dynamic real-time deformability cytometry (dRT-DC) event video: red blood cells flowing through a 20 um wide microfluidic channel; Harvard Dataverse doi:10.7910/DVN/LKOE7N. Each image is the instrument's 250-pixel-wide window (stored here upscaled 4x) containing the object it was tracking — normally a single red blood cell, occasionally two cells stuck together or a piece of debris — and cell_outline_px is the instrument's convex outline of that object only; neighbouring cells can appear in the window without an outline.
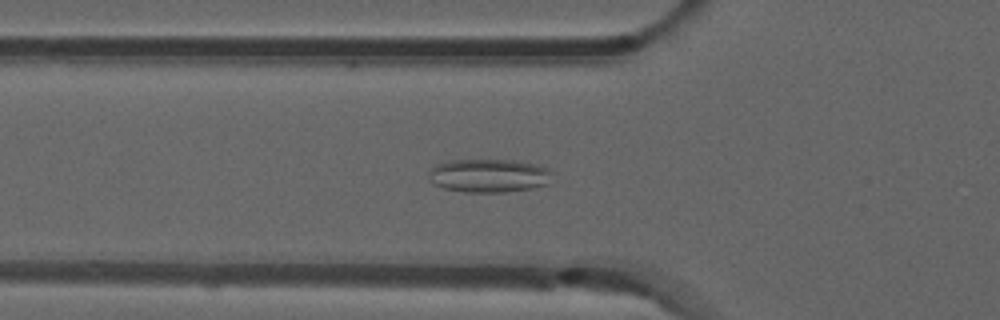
{"species": "common noctule bat (a hibernating species)", "species_latin": "Nyctalus noctula", "temperature_condition": "room temperature", "stored_images_in_passage": 39, "camera_frame_rate_fps": 3000, "um_per_image_px": 0.085, "animal": {"sex": "male", "forearm_length_mm": 52.5}, "frame": {"image": 1, "passage_image": 15, "time_ms": 4.667, "image_size_px": [1000, 320], "cell_outline_px": [[552, 184], [532, 188], [504, 192], [464, 192], [444, 188], [432, 184], [428, 176], [428, 172], [436, 164], [448, 160], [516, 160], [536, 164], [548, 168], [552, 172]], "centroid_in_image_um": [41.58, 14.93], "position_along_channel_um": 84.2, "area_um2": 24.51}}
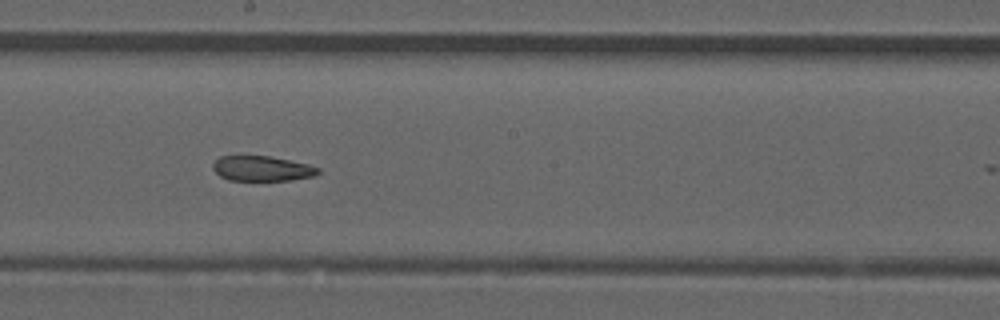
{"frame": {"image": 2, "passage_image": 26, "time_ms": 8.333, "image_size_px": [1000, 320], "cell_outline_px": [[320, 172], [312, 176], [292, 180], [228, 180], [220, 176], [212, 168], [212, 164], [220, 156], [268, 156], [308, 164], [320, 168]], "centroid_in_image_um": [22.26, 14.32], "position_along_channel_um": 225.9, "area_um2": 15.26}}
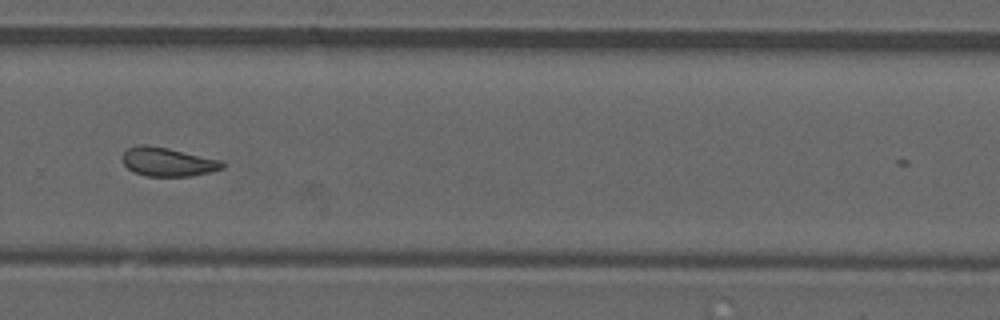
{"frame": {"image": 3, "passage_image": 33, "time_ms": 10.667, "image_size_px": [1000, 320], "cell_outline_px": [[224, 168], [208, 172], [188, 176], [144, 176], [132, 172], [124, 164], [120, 156], [128, 148], [140, 144], [144, 144], [168, 148], [220, 160], [224, 164]], "centroid_in_image_um": [14.19, 13.76], "position_along_channel_um": 315.6, "area_um2": 16.7}}